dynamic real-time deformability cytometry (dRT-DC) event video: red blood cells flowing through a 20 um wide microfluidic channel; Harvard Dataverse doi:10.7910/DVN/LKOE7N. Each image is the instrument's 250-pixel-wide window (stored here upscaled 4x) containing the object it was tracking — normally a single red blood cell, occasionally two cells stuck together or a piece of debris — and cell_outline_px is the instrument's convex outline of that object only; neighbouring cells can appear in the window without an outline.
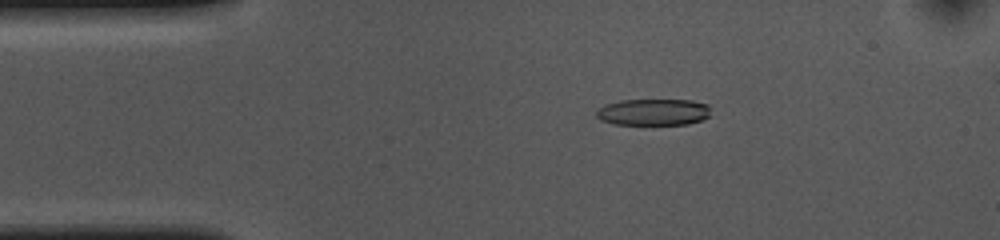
{"species": "common noctule bat (a hibernating species)", "species_latin": "Nyctalus noctula", "temperature_condition": "cold", "stored_images_in_passage": 53, "camera_frame_rate_fps": 3000, "um_per_image_px": 0.085, "animal": {"sex": "female", "body_mass_g": 10.0, "forearm_length_mm": 53.1}, "frame": {"image": 1, "passage_image": 9, "time_ms": 2.667, "image_size_px": [1000, 240], "cell_outline_px": [[708, 116], [700, 120], [688, 124], [612, 124], [600, 120], [596, 116], [596, 108], [604, 104], [620, 100], [692, 100], [708, 104]], "centroid_in_image_um": [55.46, 9.52], "position_along_channel_um": 29.5, "area_um2": 17.74}}
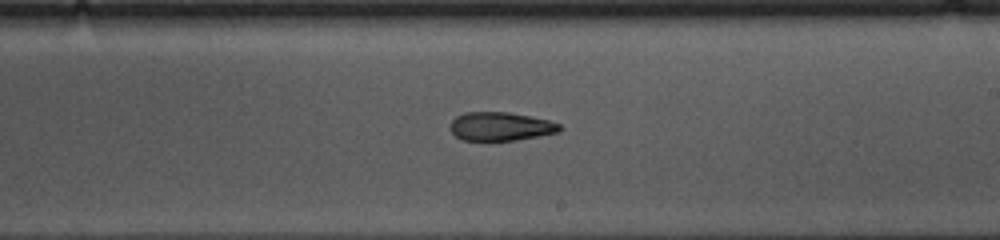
{"frame": {"image": 2, "passage_image": 30, "time_ms": 9.667, "image_size_px": [1000, 240], "cell_outline_px": [[564, 128], [560, 132], [516, 140], [460, 140], [448, 128], [452, 120], [456, 116], [464, 112], [508, 112], [548, 120], [560, 124]], "centroid_in_image_um": [42.54, 10.74], "position_along_channel_um": 246.5, "area_um2": 18.32}}
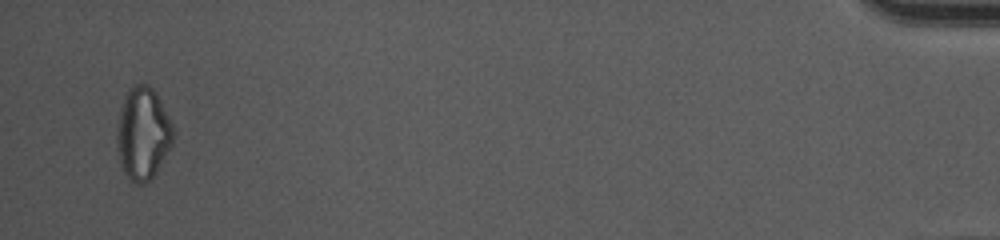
{"frame": {"image": 3, "passage_image": 52, "time_ms": 17.0, "image_size_px": [1000, 240], "cell_outline_px": [[172, 144], [156, 172], [144, 184], [136, 184], [124, 172], [120, 164], [116, 144], [116, 132], [120, 108], [124, 96], [128, 88], [136, 84], [148, 84], [152, 88], [172, 124]], "centroid_in_image_um": [12.1, 11.35], "position_along_channel_um": 423.1, "area_um2": 29.94}, "authors_computed_cell_mechanics": {"area_um2": 19.5364, "velocity_mm_per_s": 3.6344, "shape_relaxation_time_tau1_ms": 8.6306, "shape_relaxation_time_tau2_ms": 4.9365, "deformation_change_tau1": 0.1956, "deformation_change_tau2": 0.1459}}